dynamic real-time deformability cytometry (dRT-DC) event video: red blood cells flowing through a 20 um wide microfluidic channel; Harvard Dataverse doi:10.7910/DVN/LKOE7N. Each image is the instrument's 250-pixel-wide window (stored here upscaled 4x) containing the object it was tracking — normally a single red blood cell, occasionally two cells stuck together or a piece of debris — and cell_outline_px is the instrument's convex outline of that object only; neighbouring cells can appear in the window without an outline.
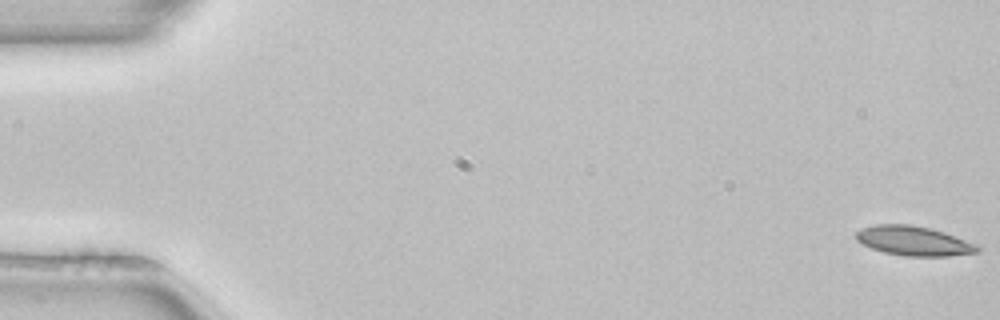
{"species": "common noctule bat (a hibernating species)", "species_latin": "Nyctalus noctula", "temperature_condition": "room temperature", "stored_images_in_passage": 52, "camera_frame_rate_fps": 3000, "um_per_image_px": 0.085, "animal": {"sex": "female", "body_mass_g": 22.7, "forearm_length_mm": 54.2}, "frame": {"image": 1, "passage_image": 1, "time_ms": 0.0, "image_size_px": [1000, 320], "cell_outline_px": [[980, 252], [948, 256], [904, 256], [884, 252], [872, 248], [856, 240], [856, 232], [864, 228], [876, 224], [912, 224], [932, 228], [944, 232], [976, 244], [980, 248]], "centroid_in_image_um": [77.69, 20.47], "position_along_channel_um": 7.3, "area_um2": 20.81}}
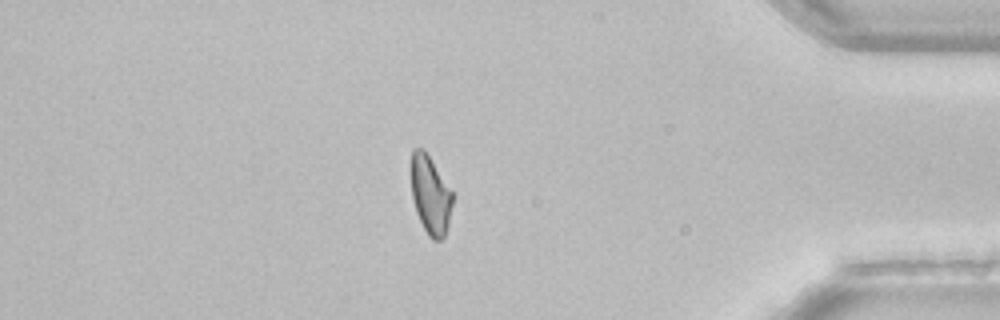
{"frame": {"image": 2, "passage_image": 45, "time_ms": 14.667, "image_size_px": [1000, 320], "cell_outline_px": [[452, 204], [448, 224], [444, 236], [440, 240], [432, 240], [428, 236], [416, 212], [412, 200], [412, 148], [424, 148], [452, 192]], "centroid_in_image_um": [36.57, 16.58], "position_along_channel_um": 398.6, "area_um2": 18.61}}
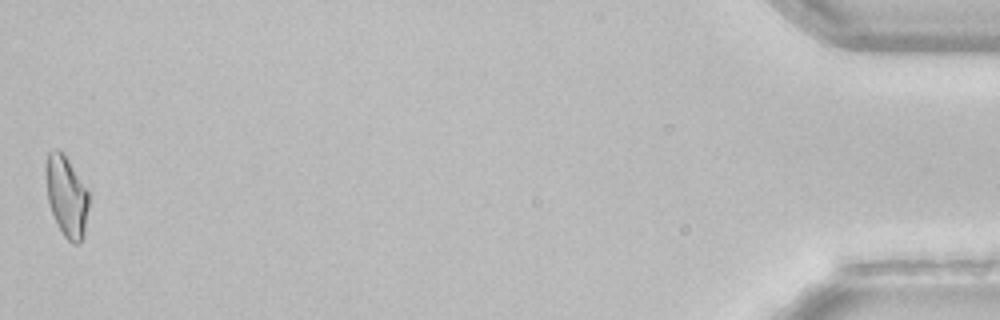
{"frame": {"image": 3, "passage_image": 52, "time_ms": 17.0, "image_size_px": [1000, 320], "cell_outline_px": [[88, 208], [84, 236], [80, 244], [72, 244], [64, 236], [52, 212], [48, 200], [48, 152], [56, 148], [64, 152], [88, 192]], "centroid_in_image_um": [5.7, 16.73], "position_along_channel_um": 429.5, "area_um2": 19.54}}